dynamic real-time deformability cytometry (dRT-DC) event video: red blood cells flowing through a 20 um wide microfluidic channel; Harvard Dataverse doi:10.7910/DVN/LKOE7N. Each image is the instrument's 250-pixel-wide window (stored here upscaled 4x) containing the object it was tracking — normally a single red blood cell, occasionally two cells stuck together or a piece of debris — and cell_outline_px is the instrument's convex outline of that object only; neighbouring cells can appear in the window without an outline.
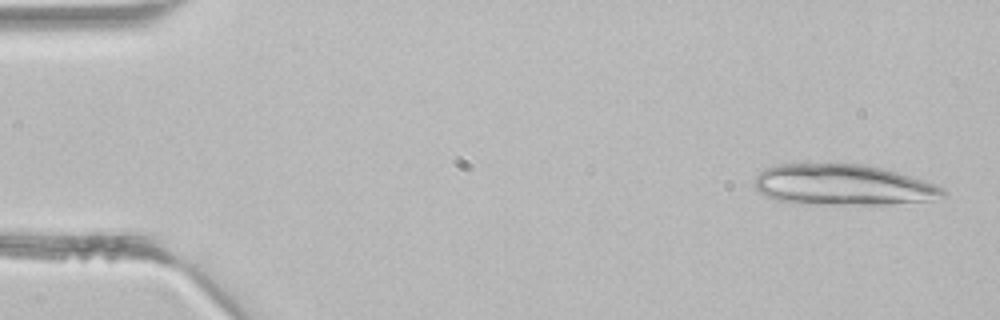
{"species": "common noctule bat (a hibernating species)", "species_latin": "Nyctalus noctula", "temperature_condition": "room temperature", "stored_images_in_passage": 4, "camera_frame_rate_fps": 3000, "um_per_image_px": 0.085, "animal": {"sex": "male", "body_mass_g": 21.5, "forearm_length_mm": 52.0}, "frame": {"image": 1, "passage_image": 1, "time_ms": 0.0, "image_size_px": [1000, 320], "cell_outline_px": [[948, 192], [944, 196], [932, 200], [892, 204], [796, 204], [776, 200], [764, 196], [752, 184], [756, 176], [764, 168], [776, 164], [864, 164], [884, 168], [940, 184]], "centroid_in_image_um": [71.67, 15.72], "position_along_channel_um": 13.3, "area_um2": 45.6}}